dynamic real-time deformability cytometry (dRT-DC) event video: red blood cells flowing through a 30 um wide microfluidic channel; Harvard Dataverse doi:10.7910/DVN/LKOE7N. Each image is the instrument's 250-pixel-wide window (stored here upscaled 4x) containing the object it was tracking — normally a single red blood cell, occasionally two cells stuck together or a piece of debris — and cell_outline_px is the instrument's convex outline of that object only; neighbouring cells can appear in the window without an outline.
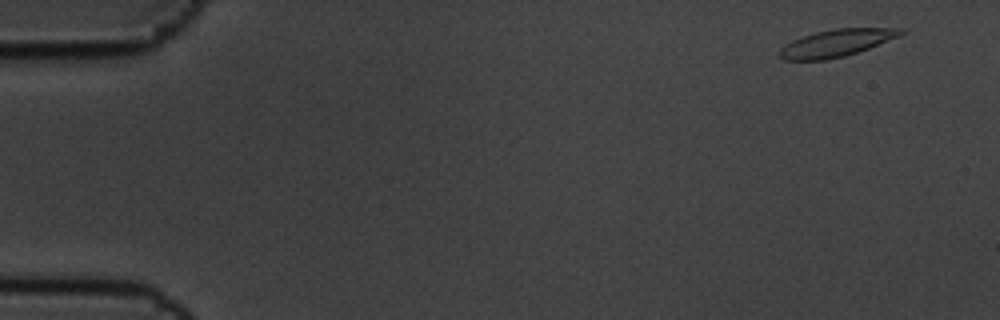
{"species": "common noctule bat (a hibernating species)", "species_latin": "Nyctalus noctula", "temperature_condition": "cold", "stored_images_in_passage": 5, "camera_frame_rate_fps": 3000, "um_per_image_px": 0.085, "animal": {"sex": "male", "body_mass_g": 19.5, "forearm_length_mm": 54.6}, "frame": {"image": 1, "passage_image": 1, "time_ms": 0.0, "image_size_px": [1000, 320], "cell_outline_px": [[908, 32], [900, 36], [868, 48], [844, 56], [824, 60], [784, 60], [780, 56], [780, 48], [784, 44], [792, 40], [816, 32], [836, 28], [908, 28]], "centroid_in_image_um": [71.14, 3.64], "position_along_channel_um": 13.9, "area_um2": 19.19}}
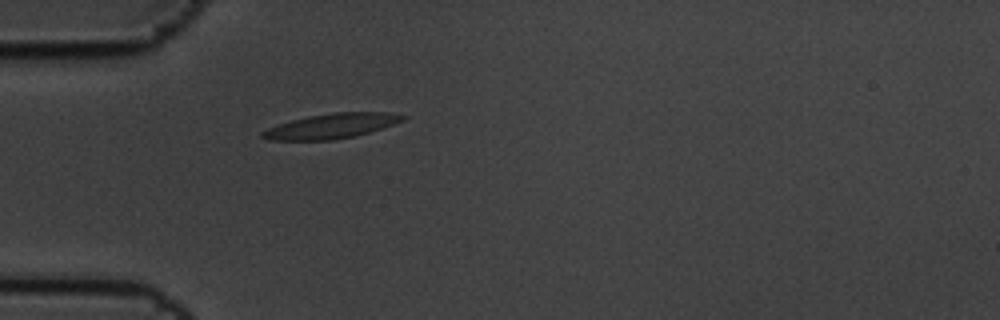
{"frame": {"image": 2, "passage_image": 5, "time_ms": 1.333, "image_size_px": [1000, 320], "cell_outline_px": [[408, 116], [404, 120], [368, 132], [352, 136], [332, 140], [268, 140], [260, 136], [260, 132], [268, 128], [292, 120], [308, 116], [332, 112], [384, 112]], "centroid_in_image_um": [28.12, 10.71], "position_along_channel_um": 56.9, "area_um2": 20.06}}